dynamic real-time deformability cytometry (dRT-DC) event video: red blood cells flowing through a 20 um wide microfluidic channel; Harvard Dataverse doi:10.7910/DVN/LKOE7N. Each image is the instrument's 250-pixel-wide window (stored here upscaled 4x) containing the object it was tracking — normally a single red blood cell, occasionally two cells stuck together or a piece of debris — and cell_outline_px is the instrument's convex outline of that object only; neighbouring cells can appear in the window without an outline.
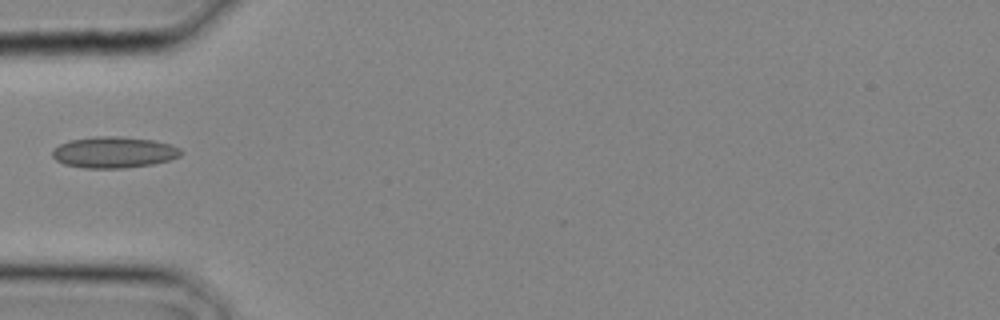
{"species": "common noctule bat (a hibernating species)", "species_latin": "Nyctalus noctula", "temperature_condition": "cold", "stored_images_in_passage": 3, "camera_frame_rate_fps": 3000, "um_per_image_px": 0.085, "animal": {"sex": "male", "body_mass_g": 20.4}, "frame": {"image": 1, "passage_image": 3, "time_ms": 0.667, "image_size_px": [1000, 320], "cell_outline_px": [[184, 152], [180, 156], [168, 160], [152, 164], [124, 168], [84, 168], [64, 164], [56, 160], [52, 156], [52, 148], [68, 140], [96, 136], [120, 136], [152, 140], [172, 144], [180, 148]], "centroid_in_image_um": [9.67, 12.94], "position_along_channel_um": 75.3, "area_um2": 23.58}}